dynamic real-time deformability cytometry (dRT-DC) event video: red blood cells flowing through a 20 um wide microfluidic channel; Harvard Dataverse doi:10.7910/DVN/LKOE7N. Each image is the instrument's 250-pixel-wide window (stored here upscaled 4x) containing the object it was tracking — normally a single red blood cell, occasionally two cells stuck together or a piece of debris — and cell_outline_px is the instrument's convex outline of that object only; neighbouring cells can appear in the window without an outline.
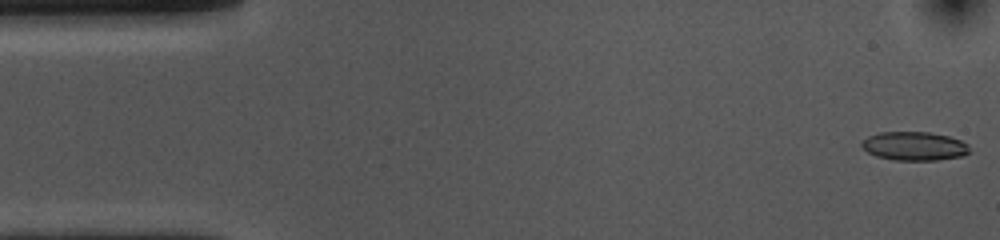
{"species": "common noctule bat (a hibernating species)", "species_latin": "Nyctalus noctula", "temperature_condition": "cold", "stored_images_in_passage": 10, "camera_frame_rate_fps": 3000, "um_per_image_px": 0.085, "animal": {"sex": "female", "body_mass_g": 10.0, "forearm_length_mm": 53.1}, "frame": {"image": 1, "passage_image": 1, "time_ms": 0.0, "image_size_px": [1000, 240], "cell_outline_px": [[972, 152], [964, 156], [936, 160], [896, 160], [876, 156], [868, 152], [860, 144], [868, 136], [880, 132], [928, 132], [948, 136], [960, 140], [968, 144]], "centroid_in_image_um": [77.76, 12.42], "position_along_channel_um": 7.2, "area_um2": 18.09}}